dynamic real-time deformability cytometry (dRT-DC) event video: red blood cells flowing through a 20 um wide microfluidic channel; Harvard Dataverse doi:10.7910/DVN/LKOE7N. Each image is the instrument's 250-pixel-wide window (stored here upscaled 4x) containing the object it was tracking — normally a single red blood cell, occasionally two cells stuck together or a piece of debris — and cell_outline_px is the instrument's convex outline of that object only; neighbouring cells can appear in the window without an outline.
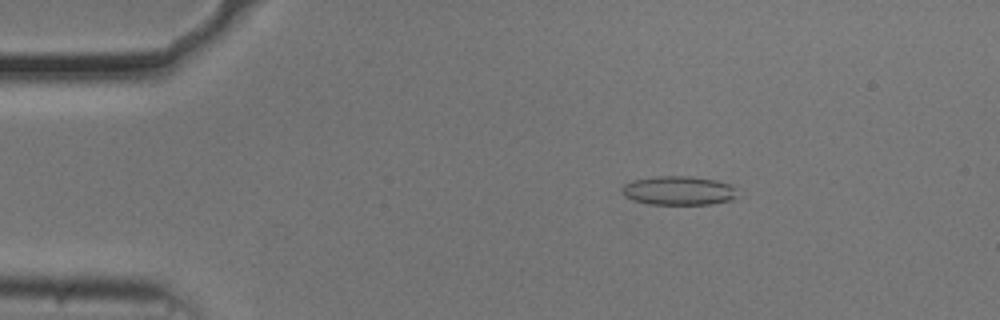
{"species": "common noctule bat (a hibernating species)", "species_latin": "Nyctalus noctula", "temperature_condition": "cold", "stored_images_in_passage": 54, "camera_frame_rate_fps": 3000, "um_per_image_px": 0.085, "animal": {"sex": "male", "body_mass_g": 20.5, "forearm_length_mm": 52.5}, "frame": {"image": 1, "passage_image": 9, "time_ms": 2.667, "image_size_px": [1000, 320], "cell_outline_px": [[736, 196], [732, 200], [712, 204], [648, 204], [632, 200], [624, 196], [620, 192], [620, 188], [624, 184], [632, 180], [656, 176], [688, 176], [716, 180], [728, 184], [732, 188]], "centroid_in_image_um": [57.59, 16.2], "position_along_channel_um": 27.4, "area_um2": 19.48}}
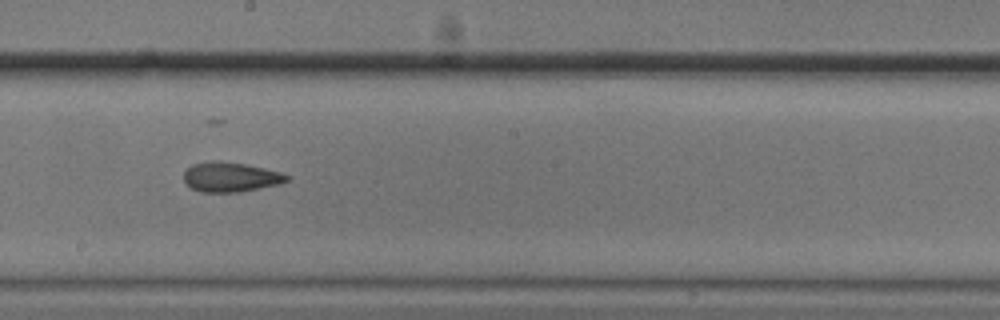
{"frame": {"image": 2, "passage_image": 30, "time_ms": 9.667, "image_size_px": [1000, 320], "cell_outline_px": [[292, 176], [288, 180], [280, 184], [240, 192], [200, 192], [192, 188], [184, 180], [184, 172], [192, 164], [212, 160], [220, 160], [244, 164], [264, 168], [280, 172]], "centroid_in_image_um": [19.61, 15.04], "position_along_channel_um": 228.6, "area_um2": 17.92}}
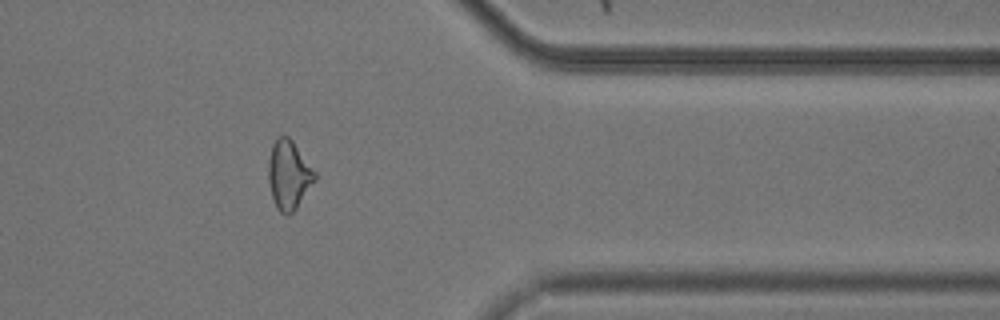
{"frame": {"image": 3, "passage_image": 44, "time_ms": 14.333, "image_size_px": [1000, 320], "cell_outline_px": [[316, 180], [296, 208], [288, 216], [280, 212], [276, 208], [272, 196], [268, 180], [268, 160], [272, 144], [276, 136], [288, 136], [292, 140], [316, 172]], "centroid_in_image_um": [24.53, 14.85], "position_along_channel_um": 386.9, "area_um2": 18.73}, "authors_computed_cell_mechanics": {"area_um2": 18.496, "velocity_mm_per_s": 3.7108, "shape_relaxation_time_tau1_ms": 6.3109, "shape_relaxation_time_tau2_ms": 2.4693, "deformation_change_tau1": 0.1707, "deformation_change_tau2": 0.1054}}